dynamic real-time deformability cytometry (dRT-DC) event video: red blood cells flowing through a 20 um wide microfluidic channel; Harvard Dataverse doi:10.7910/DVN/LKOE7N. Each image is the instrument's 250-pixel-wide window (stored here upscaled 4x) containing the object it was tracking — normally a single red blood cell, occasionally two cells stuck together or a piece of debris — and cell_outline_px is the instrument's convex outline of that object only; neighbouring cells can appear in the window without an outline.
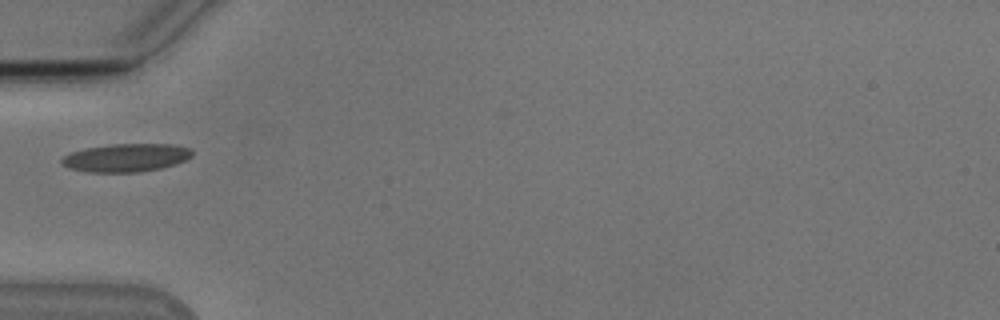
{"species": "Egyptian fruit bat (a non-hibernating species)", "species_latin": "Rousettus aegyptiacus", "temperature_condition": "cold", "stored_images_in_passage": 37, "camera_frame_rate_fps": 3000, "um_per_image_px": 0.085, "animal": {"sex": "male"}, "frame": {"image": 1, "passage_image": 1, "time_ms": 0.0, "image_size_px": [1000, 320], "cell_outline_px": [[192, 156], [176, 164], [160, 168], [136, 172], [88, 172], [68, 168], [60, 160], [64, 156], [72, 152], [84, 148], [112, 144], [176, 144], [192, 148]], "centroid_in_image_um": [10.74, 13.39], "position_along_channel_um": 74.3, "area_um2": 21.39}}
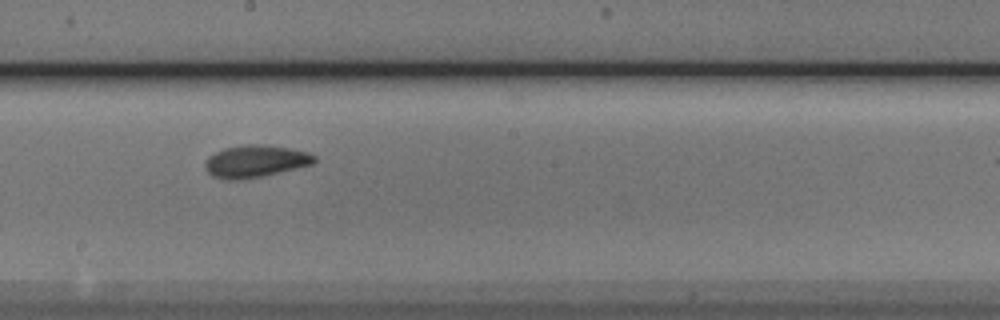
{"frame": {"image": 2, "passage_image": 13, "time_ms": 4.0, "image_size_px": [1000, 320], "cell_outline_px": [[316, 160], [312, 164], [260, 176], [240, 180], [224, 180], [212, 176], [204, 168], [204, 164], [208, 156], [224, 148], [244, 144], [260, 144], [288, 148], [308, 152], [316, 156]], "centroid_in_image_um": [21.65, 13.7], "position_along_channel_um": 226.5, "area_um2": 20.4}}
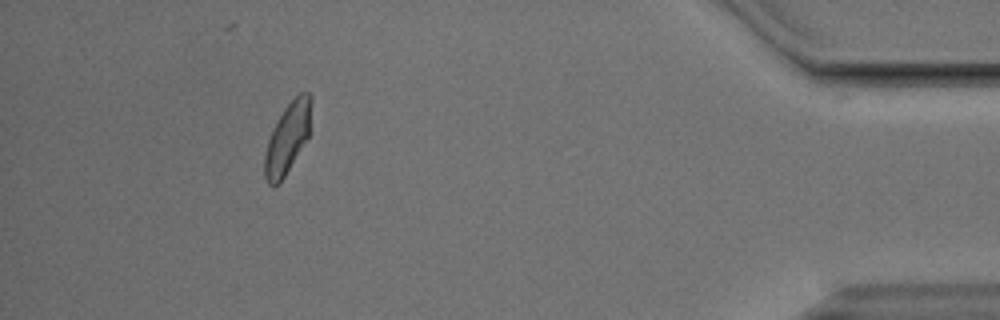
{"frame": {"image": 3, "passage_image": 32, "time_ms": 10.333, "image_size_px": [1000, 320], "cell_outline_px": [[312, 100], [308, 136], [284, 176], [272, 188], [268, 184], [264, 176], [264, 156], [268, 140], [272, 128], [284, 108], [300, 92], [308, 92]], "centroid_in_image_um": [24.41, 11.72], "position_along_channel_um": 410.8, "area_um2": 18.79}, "authors_computed_cell_mechanics": {"area_um2": 19.5364, "velocity_mm_per_s": 3.7936, "shape_relaxation_time_tau1_ms": 4.3363, "shape_relaxation_time_tau2_ms": 1.3846, "deformation_change_tau1": 0.1157, "deformation_change_tau2": 0.0601}}